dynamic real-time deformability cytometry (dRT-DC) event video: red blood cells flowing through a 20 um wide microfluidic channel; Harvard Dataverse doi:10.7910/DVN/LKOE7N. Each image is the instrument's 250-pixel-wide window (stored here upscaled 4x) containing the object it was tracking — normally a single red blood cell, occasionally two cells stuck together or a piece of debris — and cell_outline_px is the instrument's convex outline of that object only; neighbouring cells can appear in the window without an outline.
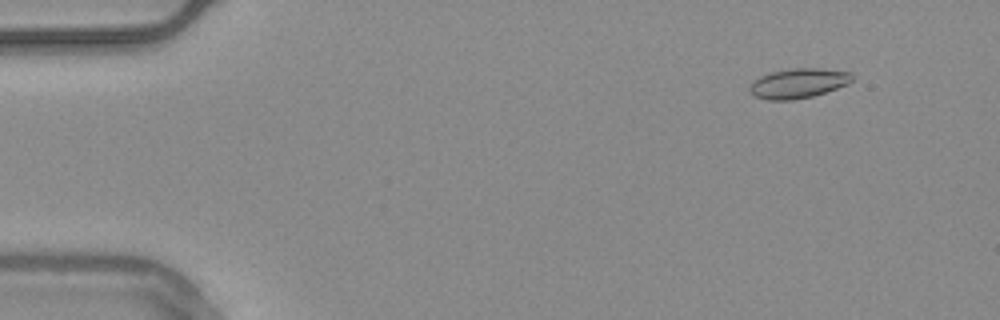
{"species": "common noctule bat (a hibernating species)", "species_latin": "Nyctalus noctula", "temperature_condition": "warm", "stored_images_in_passage": 55, "camera_frame_rate_fps": 3000, "um_per_image_px": 0.085, "animal": {"sex": "male", "body_mass_g": 20.4}, "frame": {"image": 1, "passage_image": 6, "time_ms": 1.667, "image_size_px": [1000, 320], "cell_outline_px": [[852, 80], [848, 84], [812, 96], [792, 100], [768, 100], [756, 96], [748, 92], [748, 88], [760, 76], [768, 72], [792, 68], [820, 68], [852, 72]], "centroid_in_image_um": [67.84, 7.07], "position_along_channel_um": 17.2, "area_um2": 17.74}}
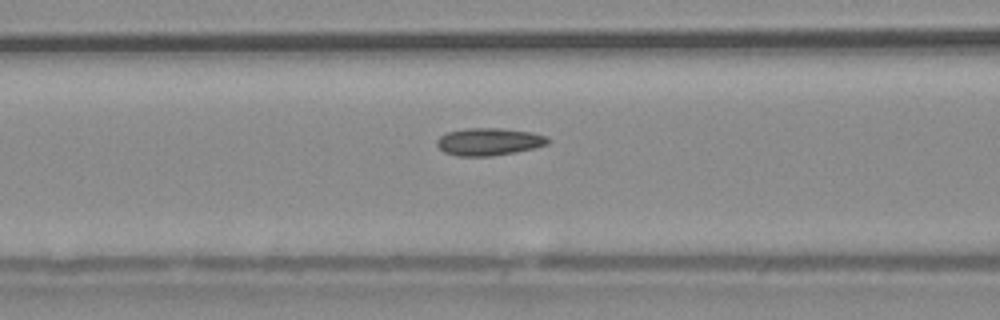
{"frame": {"image": 2, "passage_image": 23, "time_ms": 7.333, "image_size_px": [1000, 320], "cell_outline_px": [[552, 140], [548, 144], [536, 148], [516, 152], [492, 156], [456, 156], [444, 152], [436, 144], [436, 140], [440, 136], [448, 132], [464, 128], [500, 128], [532, 132], [548, 136]], "centroid_in_image_um": [41.6, 12.04], "position_along_channel_um": 125.0, "area_um2": 18.03}}
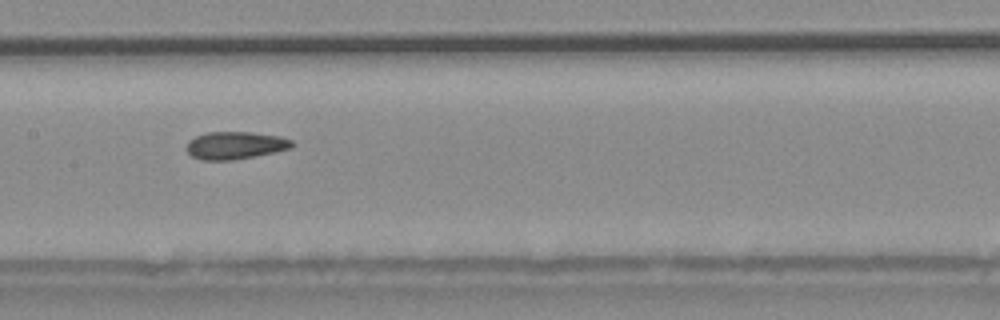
{"frame": {"image": 3, "passage_image": 28, "time_ms": 9.0, "image_size_px": [1000, 320], "cell_outline_px": [[296, 144], [292, 148], [256, 156], [232, 160], [204, 160], [192, 156], [188, 152], [188, 140], [196, 136], [208, 132], [248, 132], [280, 136], [292, 140]], "centroid_in_image_um": [20.04, 12.35], "position_along_channel_um": 187.4, "area_um2": 16.88}, "authors_computed_cell_mechanics": {"area_um2": 17.1666, "velocity_mm_per_s": 3.7382, "shape_relaxation_time_tau1_ms": null, "shape_relaxation_time_tau2_ms": 2.2103, "deformation_change_tau1": null, "deformation_change_tau2": 0.0716}}